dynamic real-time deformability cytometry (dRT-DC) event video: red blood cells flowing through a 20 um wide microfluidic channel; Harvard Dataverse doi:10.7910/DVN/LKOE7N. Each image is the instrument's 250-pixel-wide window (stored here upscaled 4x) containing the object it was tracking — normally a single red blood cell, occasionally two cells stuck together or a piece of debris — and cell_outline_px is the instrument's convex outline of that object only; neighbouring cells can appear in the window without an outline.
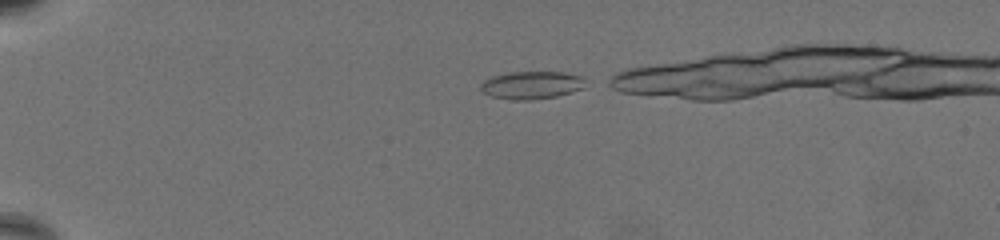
{"species": "common noctule bat (a hibernating species)", "species_latin": "Nyctalus noctula", "temperature_condition": "warm", "stored_images_in_passage": 42, "camera_frame_rate_fps": 3000, "um_per_image_px": 0.085, "animal": {"sex": "female", "body_mass_g": 19.5, "forearm_length_mm": 54.1}, "frame": {"image": 1, "passage_image": 1, "time_ms": 0.0, "image_size_px": [1000, 240], "cell_outline_px": [[584, 88], [556, 96], [524, 100], [516, 100], [492, 96], [484, 92], [480, 88], [480, 84], [484, 80], [492, 76], [508, 72], [564, 72], [584, 76]], "centroid_in_image_um": [45.19, 7.21], "position_along_channel_um": 39.8, "area_um2": 16.82}}
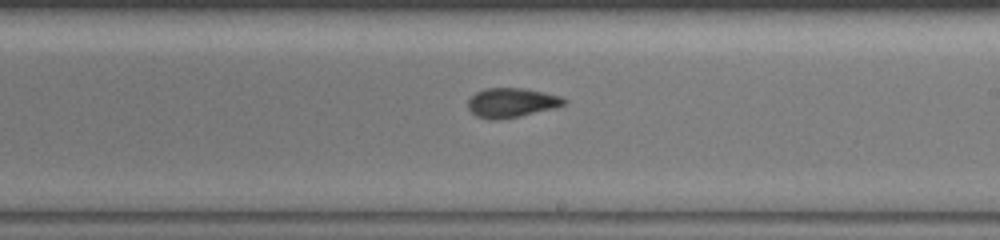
{"frame": {"image": 2, "passage_image": 26, "time_ms": 8.333, "image_size_px": [1000, 240], "cell_outline_px": [[568, 100], [564, 104], [552, 108], [520, 116], [496, 120], [476, 116], [468, 108], [468, 100], [476, 92], [484, 88], [524, 88], [544, 92], [560, 96]], "centroid_in_image_um": [43.46, 8.71], "position_along_channel_um": 245.5, "area_um2": 16.3}}
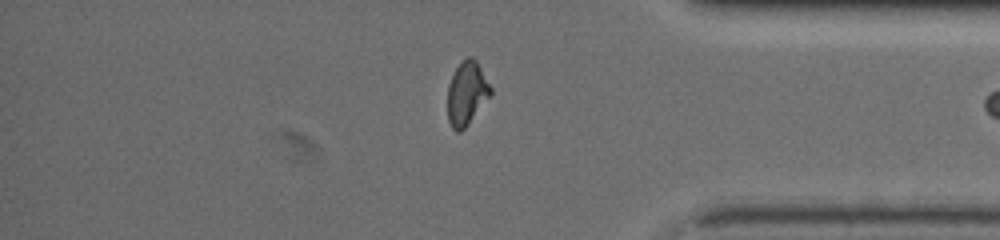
{"frame": {"image": 3, "passage_image": 41, "time_ms": 13.333, "image_size_px": [1000, 240], "cell_outline_px": [[492, 92], [468, 124], [460, 132], [456, 132], [452, 128], [448, 120], [448, 84], [456, 68], [468, 56], [472, 56], [476, 60], [492, 88]], "centroid_in_image_um": [39.66, 7.93], "position_along_channel_um": 395.5, "area_um2": 15.66}}